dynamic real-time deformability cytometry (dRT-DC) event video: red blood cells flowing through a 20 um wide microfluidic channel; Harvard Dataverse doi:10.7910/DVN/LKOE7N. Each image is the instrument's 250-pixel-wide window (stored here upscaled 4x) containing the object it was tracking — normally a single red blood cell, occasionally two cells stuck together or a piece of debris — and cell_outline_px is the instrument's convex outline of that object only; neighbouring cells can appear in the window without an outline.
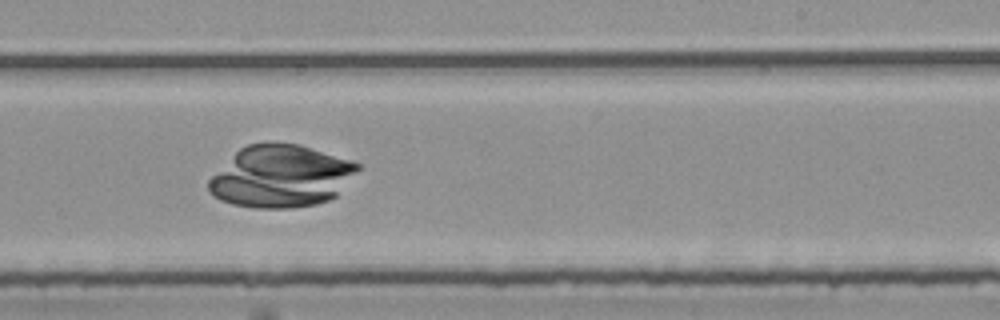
{"species": "common noctule bat (a hibernating species)", "species_latin": "Nyctalus noctula", "temperature_condition": "room temperature", "stored_images_in_passage": 34, "camera_frame_rate_fps": 3000, "um_per_image_px": 0.085, "animal": {"sex": "female", "body_mass_g": 25.1}, "frame": {"image": 1, "passage_image": 17, "time_ms": 5.333, "image_size_px": [1000, 320], "cell_outline_px": [[364, 168], [336, 196], [328, 200], [316, 204], [288, 208], [256, 208], [232, 204], [220, 200], [212, 196], [208, 192], [208, 180], [240, 148], [248, 144], [296, 144], [352, 160], [360, 164]], "centroid_in_image_um": [23.92, 15.01], "position_along_channel_um": 265.1, "area_um2": 53.87}}
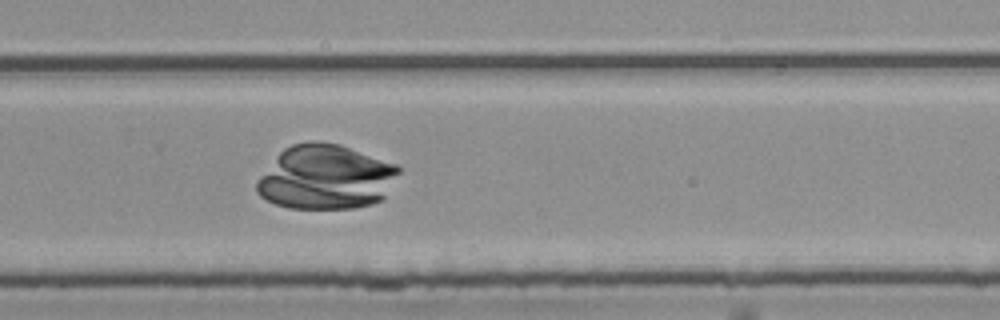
{"frame": {"image": 2, "passage_image": 20, "time_ms": 6.333, "image_size_px": [1000, 320], "cell_outline_px": [[400, 172], [384, 200], [372, 204], [356, 208], [288, 208], [276, 204], [260, 196], [256, 192], [256, 180], [276, 156], [284, 148], [292, 144], [308, 140], [316, 140], [340, 144], [396, 164], [400, 168]], "centroid_in_image_um": [27.7, 15.05], "position_along_channel_um": 302.1, "area_um2": 53.87}}
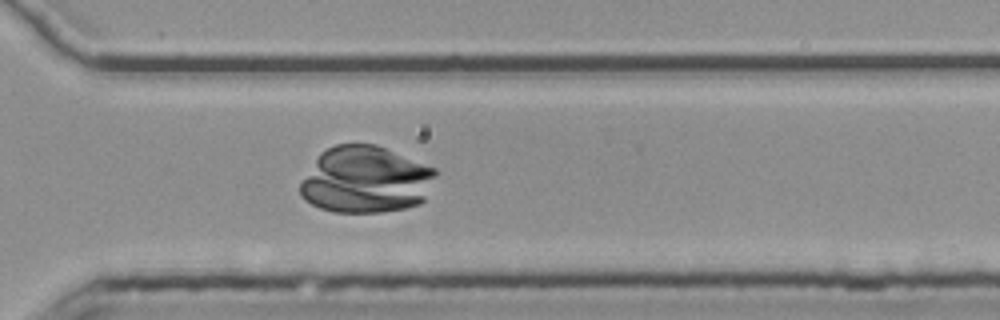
{"frame": {"image": 3, "passage_image": 23, "time_ms": 7.333, "image_size_px": [1000, 320], "cell_outline_px": [[436, 176], [424, 200], [420, 204], [408, 208], [380, 212], [332, 212], [320, 208], [304, 200], [300, 196], [300, 184], [320, 152], [336, 144], [376, 144], [436, 168]], "centroid_in_image_um": [31.09, 15.28], "position_along_channel_um": 339.5, "area_um2": 52.89}}